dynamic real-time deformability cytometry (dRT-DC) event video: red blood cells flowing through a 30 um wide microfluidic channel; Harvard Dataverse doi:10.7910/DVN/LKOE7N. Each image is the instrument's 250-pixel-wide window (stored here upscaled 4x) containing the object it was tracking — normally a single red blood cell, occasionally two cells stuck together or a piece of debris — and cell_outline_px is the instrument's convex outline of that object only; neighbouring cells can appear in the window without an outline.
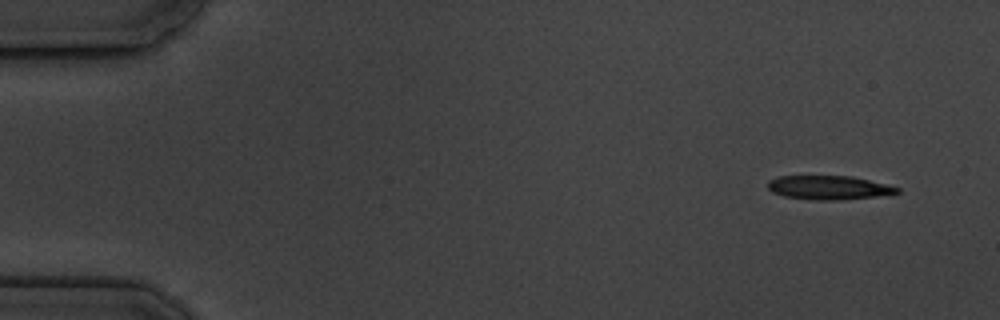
{"species": "common noctule bat (a hibernating species)", "species_latin": "Nyctalus noctula", "temperature_condition": "cold", "stored_images_in_passage": 7, "camera_frame_rate_fps": 3000, "um_per_image_px": 0.085, "animal": {"sex": "male", "body_mass_g": 19.5, "forearm_length_mm": 54.6}, "frame": {"image": 1, "passage_image": 1, "time_ms": 0.0, "image_size_px": [1000, 320], "cell_outline_px": [[900, 192], [892, 196], [840, 200], [816, 200], [784, 196], [772, 192], [768, 188], [768, 180], [780, 176], [852, 176], [900, 188]], "centroid_in_image_um": [70.52, 15.96], "position_along_channel_um": 14.5, "area_um2": 18.26}}
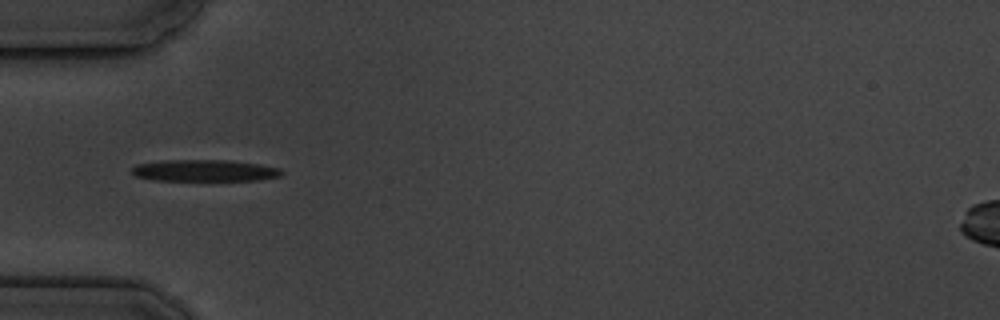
{"frame": {"image": 2, "passage_image": 5, "time_ms": 4.667, "image_size_px": [1000, 320], "cell_outline_px": [[284, 172], [280, 176], [260, 180], [156, 180], [136, 176], [132, 172], [132, 168], [136, 164], [160, 160], [228, 160], [260, 164], [280, 168]], "centroid_in_image_um": [17.41, 14.49], "position_along_channel_um": 67.6, "area_um2": 18.9}}
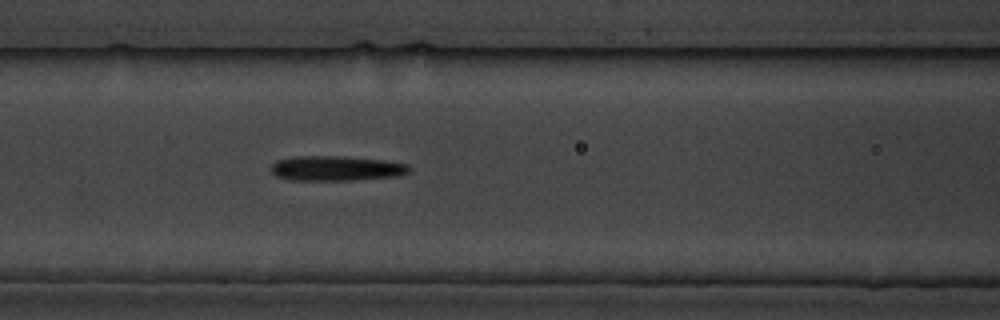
{"frame": {"image": 3, "passage_image": 7, "time_ms": 6.667, "image_size_px": [1000, 320], "cell_outline_px": [[412, 168], [408, 172], [400, 176], [356, 180], [288, 180], [276, 176], [272, 172], [272, 164], [276, 160], [292, 156], [340, 156], [384, 160], [408, 164]], "centroid_in_image_um": [28.59, 14.31], "position_along_channel_um": 138.0, "area_um2": 20.29}}